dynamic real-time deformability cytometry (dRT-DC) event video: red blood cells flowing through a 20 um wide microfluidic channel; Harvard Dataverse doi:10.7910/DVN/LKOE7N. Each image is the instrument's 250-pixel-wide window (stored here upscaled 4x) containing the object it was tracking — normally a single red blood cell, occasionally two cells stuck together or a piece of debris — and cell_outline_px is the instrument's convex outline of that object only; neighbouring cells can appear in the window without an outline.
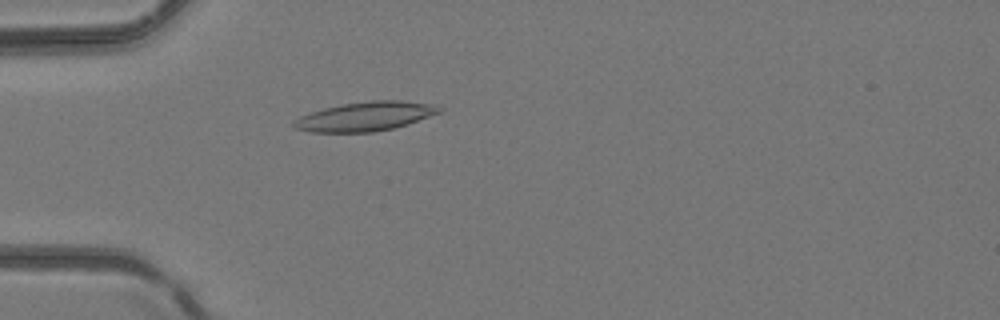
{"species": "common noctule bat (a hibernating species)", "species_latin": "Nyctalus noctula", "temperature_condition": "room temperature", "stored_images_in_passage": 3, "camera_frame_rate_fps": 3000, "um_per_image_px": 0.085, "animal": {"sex": "female", "body_mass_g": 24.6, "forearm_length_mm": 56.2}, "frame": {"image": 1, "passage_image": 3, "time_ms": 0.667, "image_size_px": [1000, 320], "cell_outline_px": [[444, 112], [408, 124], [392, 128], [372, 132], [308, 132], [296, 128], [292, 124], [300, 116], [324, 108], [344, 104], [372, 100], [400, 100], [432, 104], [444, 108]], "centroid_in_image_um": [31.12, 9.89], "position_along_channel_um": 53.9, "area_um2": 24.68}}